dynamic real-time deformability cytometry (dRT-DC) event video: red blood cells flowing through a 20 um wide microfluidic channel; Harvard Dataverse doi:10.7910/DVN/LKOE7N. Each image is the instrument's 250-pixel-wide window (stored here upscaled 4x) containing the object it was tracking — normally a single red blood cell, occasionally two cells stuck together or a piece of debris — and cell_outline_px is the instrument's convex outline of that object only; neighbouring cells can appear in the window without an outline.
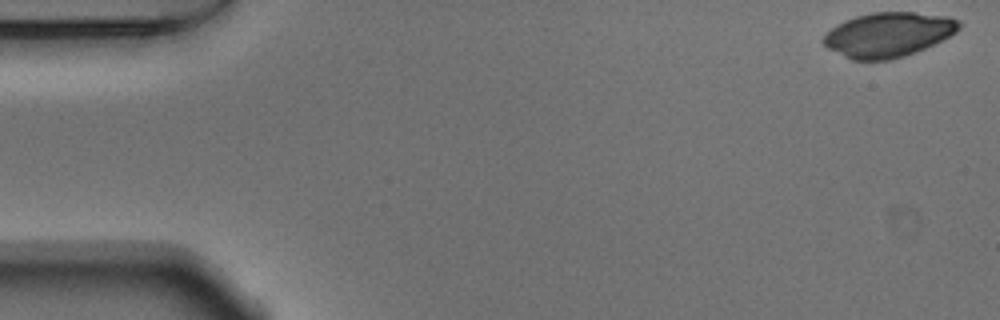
{"species": "Egyptian fruit bat (a non-hibernating species)", "species_latin": "Rousettus aegyptiacus", "temperature_condition": "warm", "stored_images_in_passage": 52, "camera_frame_rate_fps": 3000, "um_per_image_px": 0.085, "animal": {"sex": "male"}, "frame": {"image": 1, "passage_image": 1, "time_ms": 0.0, "image_size_px": [1000, 320], "cell_outline_px": [[960, 28], [956, 32], [916, 52], [904, 56], [888, 60], [852, 60], [828, 48], [824, 44], [824, 36], [836, 24], [844, 20], [856, 16], [872, 12], [916, 12], [948, 16], [960, 20]], "centroid_in_image_um": [75.51, 2.93], "position_along_channel_um": 9.5, "area_um2": 35.03}}
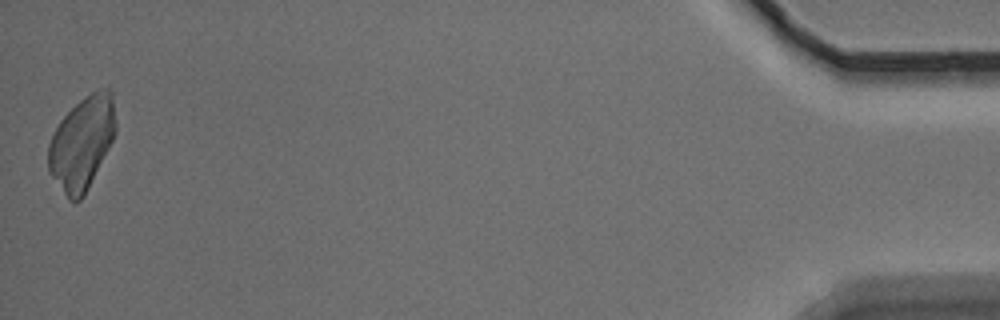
{"frame": {"image": 2, "passage_image": 52, "time_ms": 17.0, "image_size_px": [1000, 320], "cell_outline_px": [[116, 132], [84, 196], [80, 200], [68, 200], [48, 172], [48, 144], [60, 120], [84, 96], [96, 88], [112, 88], [116, 124]], "centroid_in_image_um": [6.97, 12.12], "position_along_channel_um": 428.2, "area_um2": 36.47}}